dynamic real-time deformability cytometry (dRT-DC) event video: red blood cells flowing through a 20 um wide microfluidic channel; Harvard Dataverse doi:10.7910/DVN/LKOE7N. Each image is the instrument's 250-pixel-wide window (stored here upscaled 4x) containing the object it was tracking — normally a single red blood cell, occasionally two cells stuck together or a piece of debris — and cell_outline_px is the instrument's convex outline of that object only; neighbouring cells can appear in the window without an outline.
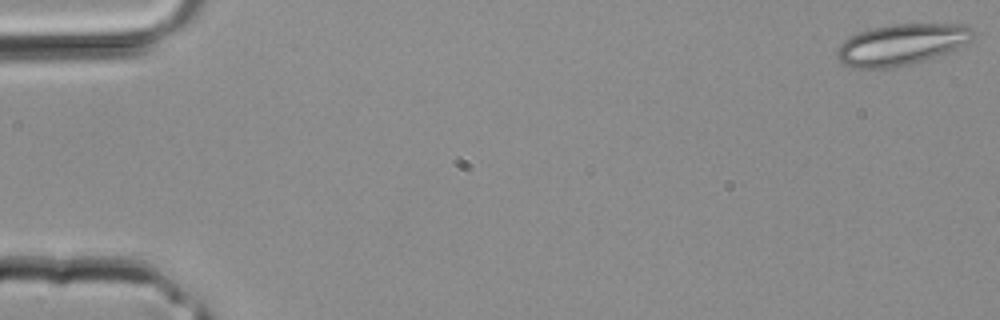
{"species": "common noctule bat (a hibernating species)", "species_latin": "Nyctalus noctula", "temperature_condition": "room temperature", "stored_images_in_passage": 4, "camera_frame_rate_fps": 3000, "um_per_image_px": 0.085, "animal": {"sex": "male", "body_mass_g": 20.4}, "frame": {"image": 1, "passage_image": 1, "time_ms": 0.0, "image_size_px": [1000, 320], "cell_outline_px": [[976, 32], [972, 40], [956, 48], [908, 64], [888, 68], [852, 68], [840, 64], [836, 56], [836, 52], [840, 44], [844, 40], [860, 32], [872, 28], [892, 24], [964, 24], [972, 28]], "centroid_in_image_um": [76.59, 3.77], "position_along_channel_um": 8.4, "area_um2": 32.25}}